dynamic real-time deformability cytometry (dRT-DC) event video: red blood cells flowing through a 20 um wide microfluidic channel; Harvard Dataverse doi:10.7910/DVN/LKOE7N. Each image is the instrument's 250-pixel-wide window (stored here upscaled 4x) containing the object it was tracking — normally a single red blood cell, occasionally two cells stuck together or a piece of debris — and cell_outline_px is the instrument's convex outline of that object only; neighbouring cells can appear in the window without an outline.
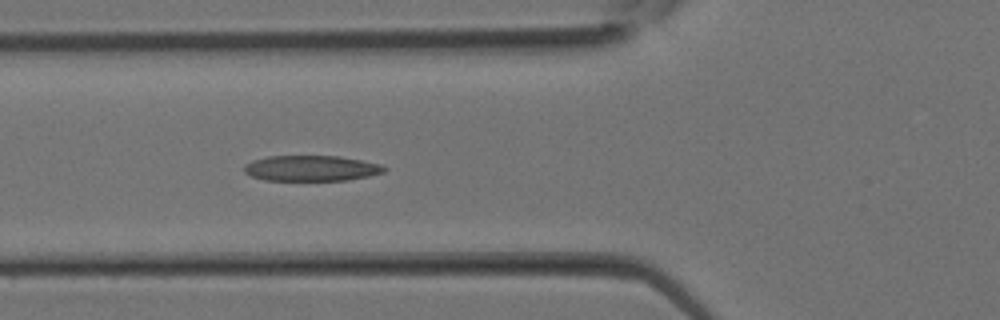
{"species": "Egyptian fruit bat (a non-hibernating species)", "species_latin": "Rousettus aegyptiacus", "temperature_condition": "room temperature", "stored_images_in_passage": 12, "camera_frame_rate_fps": 3000, "um_per_image_px": 0.085, "animal": {"sex": "female"}, "frame": {"image": 1, "passage_image": 12, "time_ms": 3.667, "image_size_px": [1000, 320], "cell_outline_px": [[388, 168], [384, 172], [368, 176], [348, 180], [264, 180], [252, 176], [244, 172], [244, 164], [252, 160], [268, 156], [340, 156], [380, 164]], "centroid_in_image_um": [26.44, 14.3], "position_along_channel_um": 99.4, "area_um2": 20.87}}